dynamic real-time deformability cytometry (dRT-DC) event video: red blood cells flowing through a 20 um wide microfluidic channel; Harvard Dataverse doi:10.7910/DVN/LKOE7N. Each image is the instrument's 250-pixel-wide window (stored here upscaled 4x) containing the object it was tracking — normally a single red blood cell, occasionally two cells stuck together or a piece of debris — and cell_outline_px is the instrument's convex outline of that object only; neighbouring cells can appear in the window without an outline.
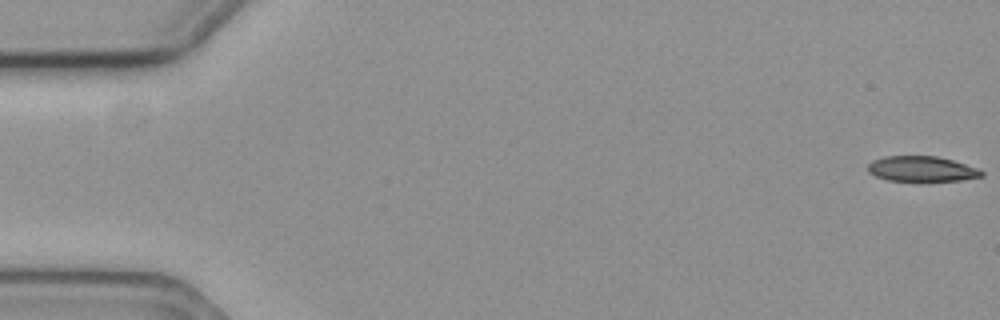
{"species": "common noctule bat (a hibernating species)", "species_latin": "Nyctalus noctula", "temperature_condition": "cold", "stored_images_in_passage": 58, "camera_frame_rate_fps": 3000, "um_per_image_px": 0.085, "animal": {"sex": "female", "body_mass_g": 19.3, "forearm_length_mm": 54.1}, "frame": {"image": 1, "passage_image": 1, "time_ms": 0.0, "image_size_px": [1000, 320], "cell_outline_px": [[984, 176], [960, 180], [888, 180], [876, 176], [868, 172], [868, 164], [872, 160], [884, 156], [936, 156], [952, 160], [980, 168], [984, 172]], "centroid_in_image_um": [78.36, 14.34], "position_along_channel_um": 6.6, "area_um2": 16.65}}
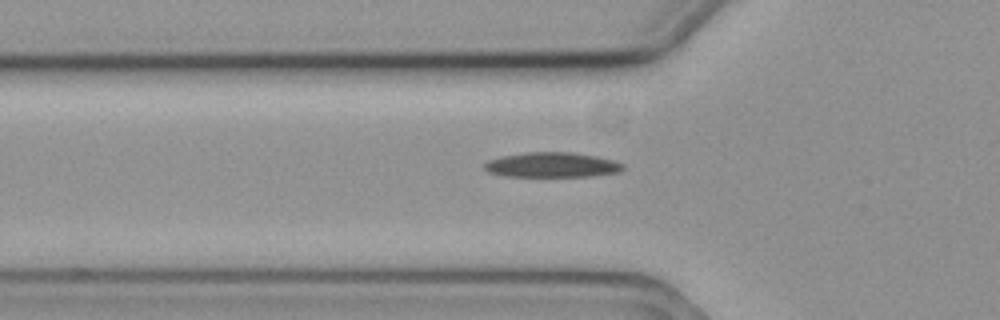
{"frame": {"image": 2, "passage_image": 20, "time_ms": 6.333, "image_size_px": [1000, 320], "cell_outline_px": [[624, 168], [620, 172], [592, 176], [508, 176], [488, 172], [484, 168], [484, 164], [488, 160], [500, 156], [528, 152], [572, 152], [596, 156], [612, 160], [624, 164]], "centroid_in_image_um": [46.92, 14.01], "position_along_channel_um": 78.9, "area_um2": 20.11}}
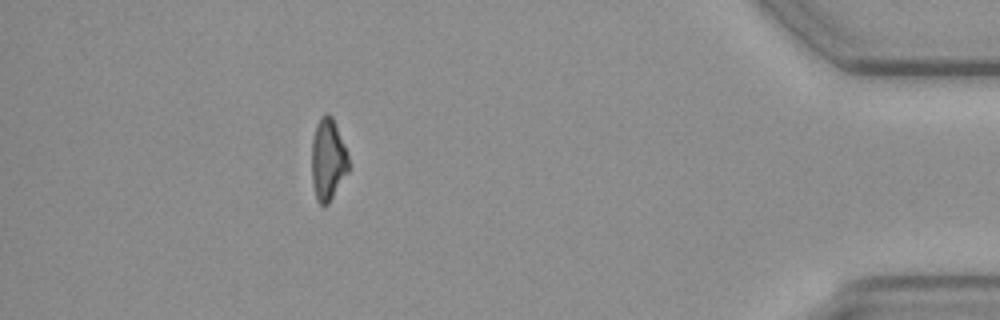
{"frame": {"image": 3, "passage_image": 52, "time_ms": 17.0, "image_size_px": [1000, 320], "cell_outline_px": [[348, 172], [328, 204], [320, 204], [316, 200], [312, 184], [312, 140], [316, 124], [320, 116], [324, 112], [328, 112], [332, 116], [348, 156]], "centroid_in_image_um": [27.85, 13.55], "position_along_channel_um": 407.3, "area_um2": 17.51}, "authors_computed_cell_mechanics": {"area_um2": 18.9873, "velocity_mm_per_s": 3.6059, "shape_relaxation_time_tau1_ms": 4.0335, "shape_relaxation_time_tau2_ms": null, "deformation_change_tau1": 0.1169, "deformation_change_tau2": null}}